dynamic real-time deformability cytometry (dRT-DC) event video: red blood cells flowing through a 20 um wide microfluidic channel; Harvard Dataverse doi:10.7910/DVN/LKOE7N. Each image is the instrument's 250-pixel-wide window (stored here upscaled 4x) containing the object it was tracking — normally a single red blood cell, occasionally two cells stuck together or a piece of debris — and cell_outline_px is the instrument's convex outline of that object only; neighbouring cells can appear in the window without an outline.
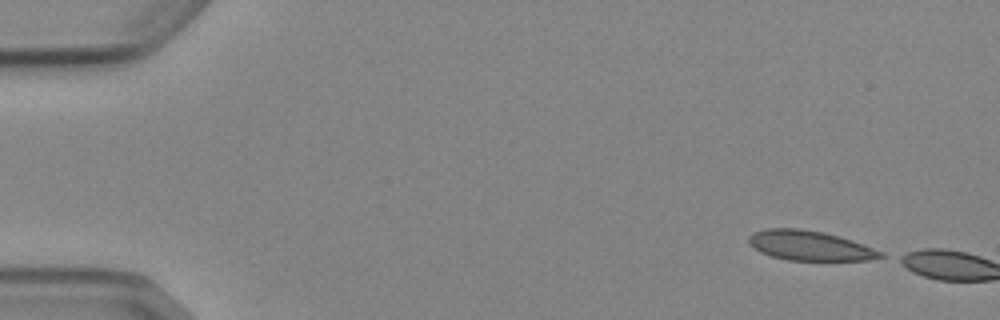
{"species": "Egyptian fruit bat (a non-hibernating species)", "species_latin": "Rousettus aegyptiacus", "temperature_condition": "cold", "stored_images_in_passage": 2, "camera_frame_rate_fps": 3000, "um_per_image_px": 0.085, "animal": {"sex": "female"}, "frame": {"image": 1, "passage_image": 1, "time_ms": 0.0, "image_size_px": [1000, 320], "cell_outline_px": [[884, 256], [868, 260], [788, 260], [772, 256], [760, 252], [748, 244], [748, 236], [764, 228], [800, 228], [824, 232], [852, 240], [884, 252]], "centroid_in_image_um": [68.81, 20.87], "position_along_channel_um": 16.2, "area_um2": 22.83}}